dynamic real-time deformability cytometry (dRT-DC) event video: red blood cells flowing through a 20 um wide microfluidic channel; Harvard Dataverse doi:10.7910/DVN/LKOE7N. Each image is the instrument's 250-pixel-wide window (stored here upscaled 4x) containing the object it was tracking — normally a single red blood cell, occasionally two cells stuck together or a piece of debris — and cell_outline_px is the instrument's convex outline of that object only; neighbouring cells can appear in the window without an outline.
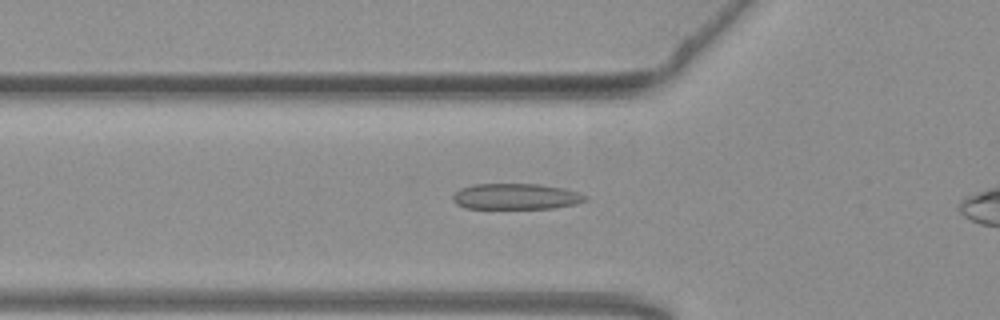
{"species": "common noctule bat (a hibernating species)", "species_latin": "Nyctalus noctula", "temperature_condition": "warm", "stored_images_in_passage": 39, "camera_frame_rate_fps": 3000, "um_per_image_px": 0.085, "animal": {"sex": "female", "body_mass_g": 19.3, "forearm_length_mm": 54.1}, "frame": {"image": 1, "passage_image": 11, "time_ms": 3.333, "image_size_px": [1000, 320], "cell_outline_px": [[588, 200], [576, 204], [552, 208], [464, 208], [456, 204], [452, 200], [452, 196], [460, 188], [472, 184], [540, 184], [564, 188], [588, 196]], "centroid_in_image_um": [43.84, 16.7], "position_along_channel_um": 82.0, "area_um2": 20.06}}
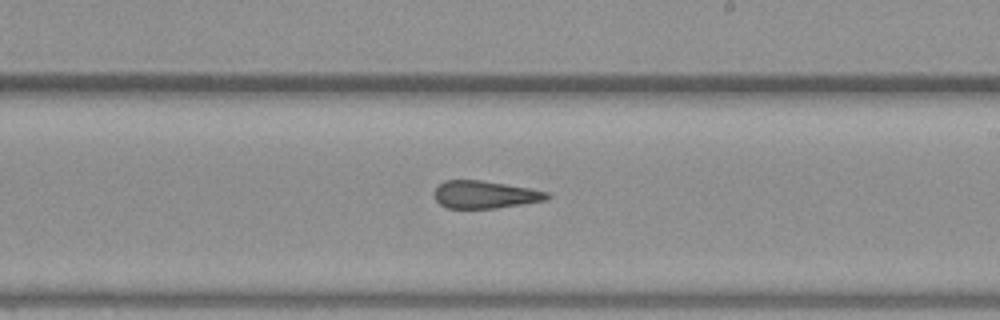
{"frame": {"image": 2, "passage_image": 24, "time_ms": 7.667, "image_size_px": [1000, 320], "cell_outline_px": [[552, 196], [544, 200], [496, 208], [448, 208], [440, 204], [436, 200], [432, 192], [444, 180], [480, 180], [532, 188], [548, 192]], "centroid_in_image_um": [41.2, 16.53], "position_along_channel_um": 247.8, "area_um2": 18.09}}
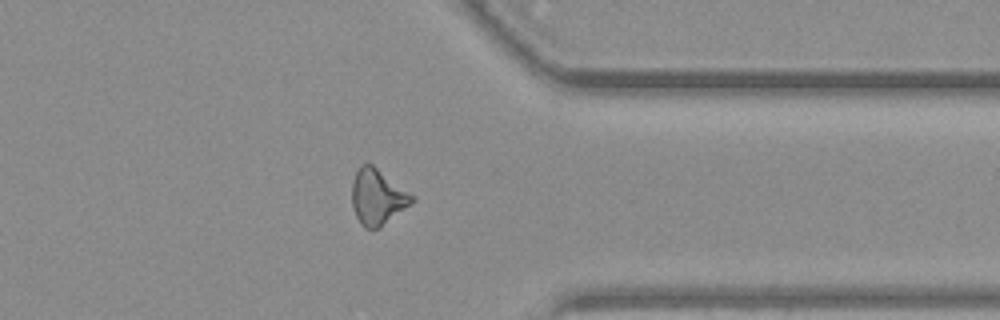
{"frame": {"image": 3, "passage_image": 35, "time_ms": 11.333, "image_size_px": [1000, 320], "cell_outline_px": [[416, 200], [380, 228], [364, 228], [360, 224], [352, 208], [352, 180], [360, 164], [372, 164], [416, 196]], "centroid_in_image_um": [32.09, 16.74], "position_along_channel_um": 379.3, "area_um2": 19.65}}